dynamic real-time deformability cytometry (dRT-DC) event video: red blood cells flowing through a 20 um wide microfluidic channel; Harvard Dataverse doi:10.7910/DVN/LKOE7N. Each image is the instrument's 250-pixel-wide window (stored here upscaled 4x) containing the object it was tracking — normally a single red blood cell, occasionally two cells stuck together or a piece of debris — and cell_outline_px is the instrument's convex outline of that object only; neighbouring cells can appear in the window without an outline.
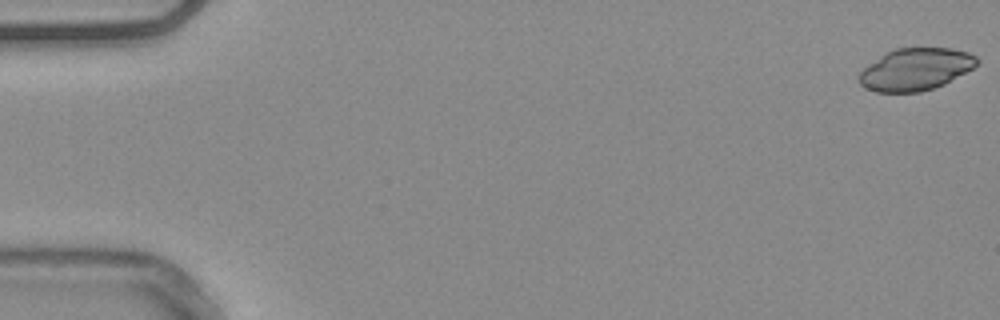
{"species": "common noctule bat (a hibernating species)", "species_latin": "Nyctalus noctula", "temperature_condition": "warm", "stored_images_in_passage": 54, "camera_frame_rate_fps": 3000, "um_per_image_px": 0.085, "animal": {"sex": "male", "body_mass_g": 20.4}, "frame": {"image": 1, "passage_image": 1, "time_ms": 0.0, "image_size_px": [1000, 320], "cell_outline_px": [[980, 60], [972, 68], [944, 84], [920, 92], [876, 92], [860, 84], [860, 72], [868, 64], [884, 52], [896, 48], [952, 48], [968, 52], [976, 56]], "centroid_in_image_um": [77.82, 5.87], "position_along_channel_um": 7.2, "area_um2": 28.78}}